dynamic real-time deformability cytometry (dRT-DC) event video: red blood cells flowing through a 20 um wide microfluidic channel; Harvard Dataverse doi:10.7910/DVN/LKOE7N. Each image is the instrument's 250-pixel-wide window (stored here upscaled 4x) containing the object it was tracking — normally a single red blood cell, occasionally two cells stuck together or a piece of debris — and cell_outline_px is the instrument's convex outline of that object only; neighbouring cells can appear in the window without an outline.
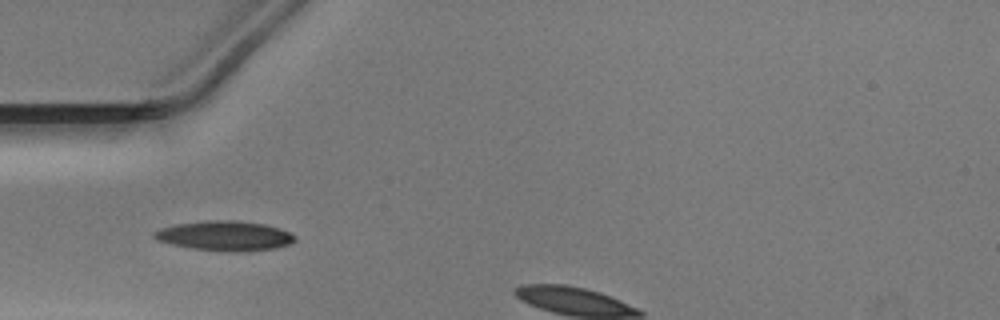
{"species": "Egyptian fruit bat (a non-hibernating species)", "species_latin": "Rousettus aegyptiacus", "temperature_condition": "warm", "stored_images_in_passage": 4, "camera_frame_rate_fps": 3000, "um_per_image_px": 0.085, "animal": {"sex": "male"}, "frame": {"image": 1, "passage_image": 1, "time_ms": 0.0, "image_size_px": [1000, 320], "cell_outline_px": [[296, 240], [288, 244], [276, 248], [236, 252], [232, 252], [192, 248], [172, 244], [156, 240], [152, 236], [152, 232], [160, 228], [176, 224], [208, 220], [236, 220], [264, 224], [280, 228], [296, 236]], "centroid_in_image_um": [19.09, 20.04], "position_along_channel_um": 65.9, "area_um2": 24.39}}